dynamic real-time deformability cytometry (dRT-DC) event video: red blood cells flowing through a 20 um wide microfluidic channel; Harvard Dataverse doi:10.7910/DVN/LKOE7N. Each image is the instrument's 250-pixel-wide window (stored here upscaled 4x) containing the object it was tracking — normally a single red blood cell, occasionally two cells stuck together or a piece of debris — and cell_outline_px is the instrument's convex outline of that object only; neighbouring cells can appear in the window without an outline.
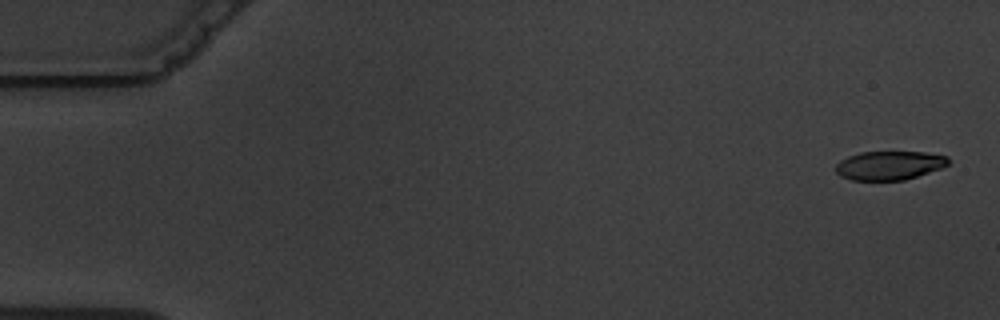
{"species": "common noctule bat (a hibernating species)", "species_latin": "Nyctalus noctula", "temperature_condition": "warm", "stored_images_in_passage": 5, "camera_frame_rate_fps": 3000, "um_per_image_px": 0.085, "animal": {"sex": "male", "body_mass_g": 19.5, "forearm_length_mm": 54.6}, "frame": {"image": 1, "passage_image": 1, "time_ms": 0.0, "image_size_px": [1000, 320], "cell_outline_px": [[948, 164], [940, 168], [904, 180], [852, 180], [840, 176], [836, 172], [836, 164], [840, 160], [848, 156], [860, 152], [924, 152], [948, 156]], "centroid_in_image_um": [75.56, 14.05], "position_along_channel_um": 9.4, "area_um2": 18.79}}
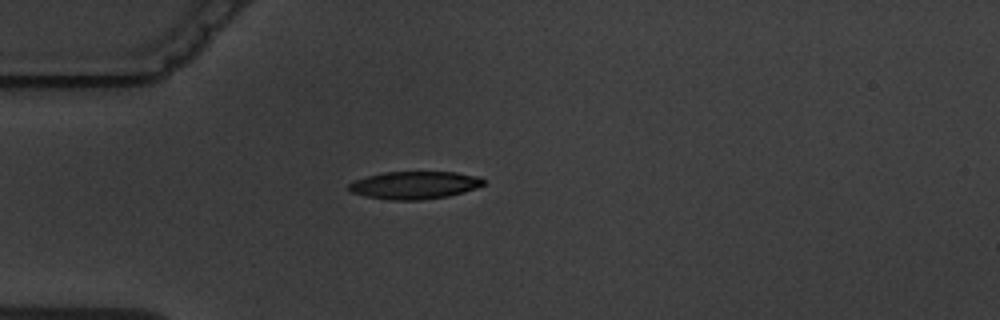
{"frame": {"image": 2, "passage_image": 5, "time_ms": 4.667, "image_size_px": [1000, 320], "cell_outline_px": [[484, 184], [476, 188], [464, 192], [448, 196], [420, 200], [392, 200], [364, 196], [352, 192], [348, 188], [348, 184], [356, 180], [368, 176], [384, 172], [456, 172], [480, 176], [484, 180]], "centroid_in_image_um": [35.26, 15.73], "position_along_channel_um": 49.7, "area_um2": 21.68}}